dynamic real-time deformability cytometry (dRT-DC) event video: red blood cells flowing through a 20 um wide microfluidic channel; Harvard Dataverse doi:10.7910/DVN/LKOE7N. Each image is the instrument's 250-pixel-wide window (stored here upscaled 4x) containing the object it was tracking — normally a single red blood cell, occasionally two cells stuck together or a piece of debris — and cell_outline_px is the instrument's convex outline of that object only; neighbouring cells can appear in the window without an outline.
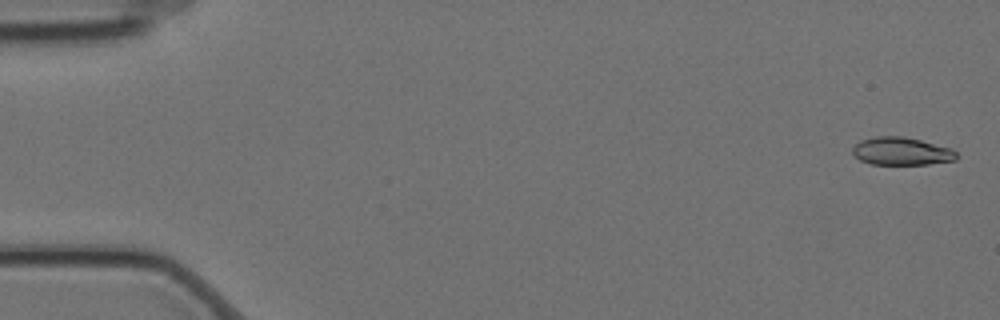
{"species": "Egyptian fruit bat (a non-hibernating species)", "species_latin": "Rousettus aegyptiacus", "temperature_condition": "cold", "stored_images_in_passage": 6, "camera_frame_rate_fps": 3000, "um_per_image_px": 0.085, "animal": {"sex": "female"}, "frame": {"image": 1, "passage_image": 1, "time_ms": 0.0, "image_size_px": [1000, 320], "cell_outline_px": [[956, 160], [928, 164], [872, 164], [860, 160], [852, 152], [852, 148], [860, 140], [876, 136], [904, 136], [952, 148], [956, 152]], "centroid_in_image_um": [76.62, 12.85], "position_along_channel_um": 8.4, "area_um2": 16.82}}
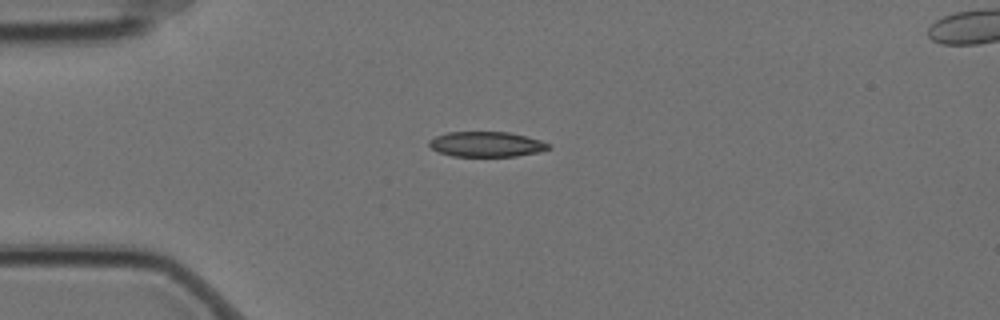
{"frame": {"image": 2, "passage_image": 5, "time_ms": 1.333, "image_size_px": [1000, 320], "cell_outline_px": [[552, 148], [540, 152], [516, 156], [452, 156], [440, 152], [432, 148], [428, 144], [428, 140], [436, 136], [448, 132], [508, 132], [540, 140], [548, 144]], "centroid_in_image_um": [41.34, 12.26], "position_along_channel_um": 43.7, "area_um2": 17.4}}